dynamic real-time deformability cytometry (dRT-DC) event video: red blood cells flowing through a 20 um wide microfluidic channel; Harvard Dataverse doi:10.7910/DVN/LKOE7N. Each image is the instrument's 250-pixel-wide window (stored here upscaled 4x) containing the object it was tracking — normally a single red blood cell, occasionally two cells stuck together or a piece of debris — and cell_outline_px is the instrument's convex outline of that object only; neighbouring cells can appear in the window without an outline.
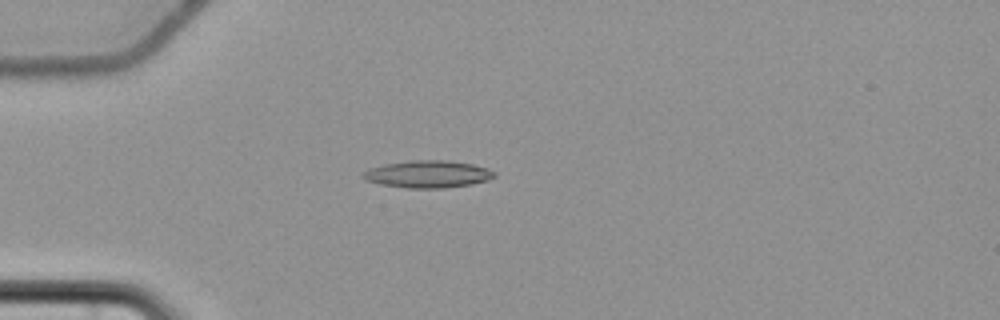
{"species": "common noctule bat (a hibernating species)", "species_latin": "Nyctalus noctula", "temperature_condition": "cold", "stored_images_in_passage": 6, "camera_frame_rate_fps": 3000, "um_per_image_px": 0.085, "animal": {"sex": "female", "body_mass_g": 22.7, "forearm_length_mm": 54.2}, "frame": {"image": 1, "passage_image": 6, "time_ms": 7.0, "image_size_px": [1000, 320], "cell_outline_px": [[496, 176], [488, 180], [472, 184], [444, 188], [408, 188], [380, 184], [364, 180], [360, 176], [368, 168], [384, 164], [412, 160], [448, 160], [472, 164], [488, 168], [496, 172]], "centroid_in_image_um": [36.36, 14.8], "position_along_channel_um": 48.6, "area_um2": 21.04}}